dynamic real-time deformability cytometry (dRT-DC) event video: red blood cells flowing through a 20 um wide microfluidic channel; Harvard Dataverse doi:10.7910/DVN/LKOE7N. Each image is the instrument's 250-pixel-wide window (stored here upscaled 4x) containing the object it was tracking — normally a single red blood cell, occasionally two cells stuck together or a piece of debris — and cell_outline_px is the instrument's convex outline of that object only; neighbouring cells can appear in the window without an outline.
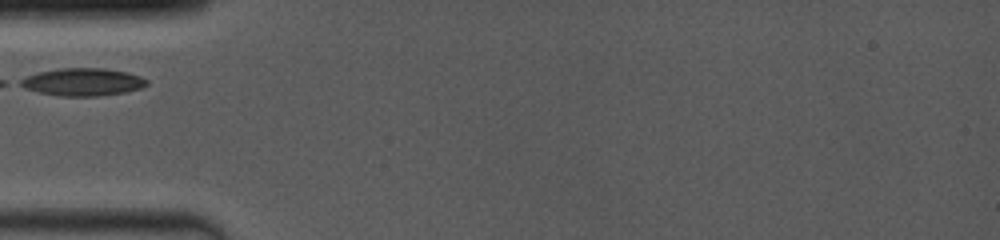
{"species": "common noctule bat (a hibernating species)", "species_latin": "Nyctalus noctula", "temperature_condition": "room temperature", "stored_images_in_passage": 19, "camera_frame_rate_fps": 4000, "um_per_image_px": 0.085, "animal": {"sex": "female", "body_mass_g": 19.0, "forearm_length_mm": 53.3}, "frame": {"image": 1, "passage_image": 1, "time_ms": 0.0, "image_size_px": [1000, 240], "cell_outline_px": [[148, 84], [140, 88], [124, 92], [100, 96], [60, 96], [40, 92], [24, 88], [16, 84], [20, 80], [28, 76], [40, 72], [56, 68], [104, 68], [128, 72], [140, 76], [148, 80]], "centroid_in_image_um": [7.03, 6.96], "position_along_channel_um": 78.0, "area_um2": 20.35}}